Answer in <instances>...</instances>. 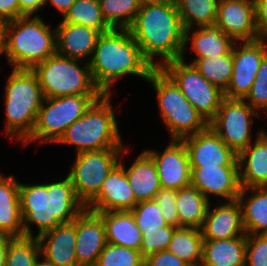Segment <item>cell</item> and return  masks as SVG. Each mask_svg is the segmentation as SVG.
<instances>
[{"mask_svg":"<svg viewBox=\"0 0 267 266\" xmlns=\"http://www.w3.org/2000/svg\"><path fill=\"white\" fill-rule=\"evenodd\" d=\"M128 29L152 67L160 68L166 62L182 58L185 30L175 0L141 5ZM156 56L162 59L153 61Z\"/></svg>","mask_w":267,"mask_h":266,"instance_id":"obj_1","label":"cell"},{"mask_svg":"<svg viewBox=\"0 0 267 266\" xmlns=\"http://www.w3.org/2000/svg\"><path fill=\"white\" fill-rule=\"evenodd\" d=\"M21 216L25 237H33L31 224L39 237L62 223L73 221L86 207L78 199L67 175L62 181L47 184H22L19 187Z\"/></svg>","mask_w":267,"mask_h":266,"instance_id":"obj_2","label":"cell"},{"mask_svg":"<svg viewBox=\"0 0 267 266\" xmlns=\"http://www.w3.org/2000/svg\"><path fill=\"white\" fill-rule=\"evenodd\" d=\"M89 66L92 79L103 94H111L112 84L124 76L147 80L154 69L129 29L114 28L99 36Z\"/></svg>","mask_w":267,"mask_h":266,"instance_id":"obj_3","label":"cell"},{"mask_svg":"<svg viewBox=\"0 0 267 266\" xmlns=\"http://www.w3.org/2000/svg\"><path fill=\"white\" fill-rule=\"evenodd\" d=\"M4 29L5 57L13 69H32L56 54V30L37 14L5 22Z\"/></svg>","mask_w":267,"mask_h":266,"instance_id":"obj_4","label":"cell"},{"mask_svg":"<svg viewBox=\"0 0 267 266\" xmlns=\"http://www.w3.org/2000/svg\"><path fill=\"white\" fill-rule=\"evenodd\" d=\"M110 98V94H103L66 129L56 143L74 145L76 153L125 148Z\"/></svg>","mask_w":267,"mask_h":266,"instance_id":"obj_5","label":"cell"},{"mask_svg":"<svg viewBox=\"0 0 267 266\" xmlns=\"http://www.w3.org/2000/svg\"><path fill=\"white\" fill-rule=\"evenodd\" d=\"M5 135L24 142L31 134L44 96L31 69H12L5 86Z\"/></svg>","mask_w":267,"mask_h":266,"instance_id":"obj_6","label":"cell"},{"mask_svg":"<svg viewBox=\"0 0 267 266\" xmlns=\"http://www.w3.org/2000/svg\"><path fill=\"white\" fill-rule=\"evenodd\" d=\"M146 81L152 83L157 94L160 115L171 139L182 140L209 127V123L161 68H154Z\"/></svg>","mask_w":267,"mask_h":266,"instance_id":"obj_7","label":"cell"},{"mask_svg":"<svg viewBox=\"0 0 267 266\" xmlns=\"http://www.w3.org/2000/svg\"><path fill=\"white\" fill-rule=\"evenodd\" d=\"M31 70L38 78L44 98L103 95L92 79L89 63L84 64L82 60L56 53L36 64Z\"/></svg>","mask_w":267,"mask_h":266,"instance_id":"obj_8","label":"cell"},{"mask_svg":"<svg viewBox=\"0 0 267 266\" xmlns=\"http://www.w3.org/2000/svg\"><path fill=\"white\" fill-rule=\"evenodd\" d=\"M102 95H68L44 98L37 113L36 122L30 136L23 142L54 144L66 129L82 117L90 106Z\"/></svg>","mask_w":267,"mask_h":266,"instance_id":"obj_9","label":"cell"},{"mask_svg":"<svg viewBox=\"0 0 267 266\" xmlns=\"http://www.w3.org/2000/svg\"><path fill=\"white\" fill-rule=\"evenodd\" d=\"M128 151L125 147L76 153L75 162L67 175L85 207L98 195L103 181L119 163L121 155Z\"/></svg>","mask_w":267,"mask_h":266,"instance_id":"obj_10","label":"cell"},{"mask_svg":"<svg viewBox=\"0 0 267 266\" xmlns=\"http://www.w3.org/2000/svg\"><path fill=\"white\" fill-rule=\"evenodd\" d=\"M181 59L166 62L160 68L174 81L191 105L210 123L216 116L224 92L210 83L190 63Z\"/></svg>","mask_w":267,"mask_h":266,"instance_id":"obj_11","label":"cell"},{"mask_svg":"<svg viewBox=\"0 0 267 266\" xmlns=\"http://www.w3.org/2000/svg\"><path fill=\"white\" fill-rule=\"evenodd\" d=\"M254 116L261 117L244 99L224 97L209 126L238 155L252 143Z\"/></svg>","mask_w":267,"mask_h":266,"instance_id":"obj_12","label":"cell"},{"mask_svg":"<svg viewBox=\"0 0 267 266\" xmlns=\"http://www.w3.org/2000/svg\"><path fill=\"white\" fill-rule=\"evenodd\" d=\"M266 54L267 40L234 43L232 47L233 73L224 97L244 99L247 96Z\"/></svg>","mask_w":267,"mask_h":266,"instance_id":"obj_13","label":"cell"},{"mask_svg":"<svg viewBox=\"0 0 267 266\" xmlns=\"http://www.w3.org/2000/svg\"><path fill=\"white\" fill-rule=\"evenodd\" d=\"M154 161L164 188L179 190L192 186L191 167L183 140L171 139L163 152L144 150Z\"/></svg>","mask_w":267,"mask_h":266,"instance_id":"obj_14","label":"cell"},{"mask_svg":"<svg viewBox=\"0 0 267 266\" xmlns=\"http://www.w3.org/2000/svg\"><path fill=\"white\" fill-rule=\"evenodd\" d=\"M190 167L238 166V155L209 126L182 139Z\"/></svg>","mask_w":267,"mask_h":266,"instance_id":"obj_15","label":"cell"},{"mask_svg":"<svg viewBox=\"0 0 267 266\" xmlns=\"http://www.w3.org/2000/svg\"><path fill=\"white\" fill-rule=\"evenodd\" d=\"M215 24L235 42L259 39L254 0H220Z\"/></svg>","mask_w":267,"mask_h":266,"instance_id":"obj_16","label":"cell"},{"mask_svg":"<svg viewBox=\"0 0 267 266\" xmlns=\"http://www.w3.org/2000/svg\"><path fill=\"white\" fill-rule=\"evenodd\" d=\"M192 186L209 201L210 196L227 201L238 199L241 191L238 166L191 167Z\"/></svg>","mask_w":267,"mask_h":266,"instance_id":"obj_17","label":"cell"},{"mask_svg":"<svg viewBox=\"0 0 267 266\" xmlns=\"http://www.w3.org/2000/svg\"><path fill=\"white\" fill-rule=\"evenodd\" d=\"M137 203L124 166L118 163L103 181L98 195L86 206V209L94 213L130 211Z\"/></svg>","mask_w":267,"mask_h":266,"instance_id":"obj_18","label":"cell"},{"mask_svg":"<svg viewBox=\"0 0 267 266\" xmlns=\"http://www.w3.org/2000/svg\"><path fill=\"white\" fill-rule=\"evenodd\" d=\"M106 244L105 225L101 217L85 209L76 217L75 252L78 266H95Z\"/></svg>","mask_w":267,"mask_h":266,"instance_id":"obj_19","label":"cell"},{"mask_svg":"<svg viewBox=\"0 0 267 266\" xmlns=\"http://www.w3.org/2000/svg\"><path fill=\"white\" fill-rule=\"evenodd\" d=\"M210 208L211 203L201 227L204 240H226L246 234L238 200L217 204L213 210Z\"/></svg>","mask_w":267,"mask_h":266,"instance_id":"obj_20","label":"cell"},{"mask_svg":"<svg viewBox=\"0 0 267 266\" xmlns=\"http://www.w3.org/2000/svg\"><path fill=\"white\" fill-rule=\"evenodd\" d=\"M41 257L55 266H78L75 252L76 218L37 237Z\"/></svg>","mask_w":267,"mask_h":266,"instance_id":"obj_21","label":"cell"},{"mask_svg":"<svg viewBox=\"0 0 267 266\" xmlns=\"http://www.w3.org/2000/svg\"><path fill=\"white\" fill-rule=\"evenodd\" d=\"M55 30L58 55L90 62L97 40L102 34L99 30L64 21Z\"/></svg>","mask_w":267,"mask_h":266,"instance_id":"obj_22","label":"cell"},{"mask_svg":"<svg viewBox=\"0 0 267 266\" xmlns=\"http://www.w3.org/2000/svg\"><path fill=\"white\" fill-rule=\"evenodd\" d=\"M241 189L267 187V137L258 131L257 138L238 154Z\"/></svg>","mask_w":267,"mask_h":266,"instance_id":"obj_23","label":"cell"},{"mask_svg":"<svg viewBox=\"0 0 267 266\" xmlns=\"http://www.w3.org/2000/svg\"><path fill=\"white\" fill-rule=\"evenodd\" d=\"M19 187L15 177L0 173V237L24 236Z\"/></svg>","mask_w":267,"mask_h":266,"instance_id":"obj_24","label":"cell"},{"mask_svg":"<svg viewBox=\"0 0 267 266\" xmlns=\"http://www.w3.org/2000/svg\"><path fill=\"white\" fill-rule=\"evenodd\" d=\"M192 31L191 29L185 30V45L183 56L191 41L190 49L196 54L194 58H215L228 54L235 43V41L225 34L221 28L216 25H206L198 27ZM192 31V32H191ZM191 33H193L191 35ZM191 35V37H190ZM190 40V41H189Z\"/></svg>","mask_w":267,"mask_h":266,"instance_id":"obj_25","label":"cell"},{"mask_svg":"<svg viewBox=\"0 0 267 266\" xmlns=\"http://www.w3.org/2000/svg\"><path fill=\"white\" fill-rule=\"evenodd\" d=\"M119 163L124 166L128 182L134 192L137 202L154 200L161 188L157 168L153 159L145 152L134 160L129 168H125L122 159Z\"/></svg>","mask_w":267,"mask_h":266,"instance_id":"obj_26","label":"cell"},{"mask_svg":"<svg viewBox=\"0 0 267 266\" xmlns=\"http://www.w3.org/2000/svg\"><path fill=\"white\" fill-rule=\"evenodd\" d=\"M106 232L107 243L140 251L143 235L130 211L97 212Z\"/></svg>","mask_w":267,"mask_h":266,"instance_id":"obj_27","label":"cell"},{"mask_svg":"<svg viewBox=\"0 0 267 266\" xmlns=\"http://www.w3.org/2000/svg\"><path fill=\"white\" fill-rule=\"evenodd\" d=\"M237 200L246 235H267V187L243 188Z\"/></svg>","mask_w":267,"mask_h":266,"instance_id":"obj_28","label":"cell"},{"mask_svg":"<svg viewBox=\"0 0 267 266\" xmlns=\"http://www.w3.org/2000/svg\"><path fill=\"white\" fill-rule=\"evenodd\" d=\"M246 234L226 240H203L200 266H245Z\"/></svg>","mask_w":267,"mask_h":266,"instance_id":"obj_29","label":"cell"},{"mask_svg":"<svg viewBox=\"0 0 267 266\" xmlns=\"http://www.w3.org/2000/svg\"><path fill=\"white\" fill-rule=\"evenodd\" d=\"M209 205L210 201L193 186L177 190L176 209L179 227L201 229Z\"/></svg>","mask_w":267,"mask_h":266,"instance_id":"obj_30","label":"cell"},{"mask_svg":"<svg viewBox=\"0 0 267 266\" xmlns=\"http://www.w3.org/2000/svg\"><path fill=\"white\" fill-rule=\"evenodd\" d=\"M203 240L201 229L177 227L167 251L179 257L189 266H200L202 263Z\"/></svg>","mask_w":267,"mask_h":266,"instance_id":"obj_31","label":"cell"},{"mask_svg":"<svg viewBox=\"0 0 267 266\" xmlns=\"http://www.w3.org/2000/svg\"><path fill=\"white\" fill-rule=\"evenodd\" d=\"M184 30L215 24L220 0H175Z\"/></svg>","mask_w":267,"mask_h":266,"instance_id":"obj_32","label":"cell"},{"mask_svg":"<svg viewBox=\"0 0 267 266\" xmlns=\"http://www.w3.org/2000/svg\"><path fill=\"white\" fill-rule=\"evenodd\" d=\"M62 21L93 28L101 33L113 29L103 17L99 0H76L63 16Z\"/></svg>","mask_w":267,"mask_h":266,"instance_id":"obj_33","label":"cell"},{"mask_svg":"<svg viewBox=\"0 0 267 266\" xmlns=\"http://www.w3.org/2000/svg\"><path fill=\"white\" fill-rule=\"evenodd\" d=\"M190 64L210 83L221 91H226L233 73L232 50L215 58H195Z\"/></svg>","mask_w":267,"mask_h":266,"instance_id":"obj_34","label":"cell"},{"mask_svg":"<svg viewBox=\"0 0 267 266\" xmlns=\"http://www.w3.org/2000/svg\"><path fill=\"white\" fill-rule=\"evenodd\" d=\"M105 21L114 29H128L141 4L138 0H99Z\"/></svg>","mask_w":267,"mask_h":266,"instance_id":"obj_35","label":"cell"},{"mask_svg":"<svg viewBox=\"0 0 267 266\" xmlns=\"http://www.w3.org/2000/svg\"><path fill=\"white\" fill-rule=\"evenodd\" d=\"M40 256L37 237H7L5 266H35Z\"/></svg>","mask_w":267,"mask_h":266,"instance_id":"obj_36","label":"cell"},{"mask_svg":"<svg viewBox=\"0 0 267 266\" xmlns=\"http://www.w3.org/2000/svg\"><path fill=\"white\" fill-rule=\"evenodd\" d=\"M140 251L107 243L95 266H143Z\"/></svg>","mask_w":267,"mask_h":266,"instance_id":"obj_37","label":"cell"},{"mask_svg":"<svg viewBox=\"0 0 267 266\" xmlns=\"http://www.w3.org/2000/svg\"><path fill=\"white\" fill-rule=\"evenodd\" d=\"M130 212L142 234L144 231H160L168 225L155 200L140 201Z\"/></svg>","mask_w":267,"mask_h":266,"instance_id":"obj_38","label":"cell"},{"mask_svg":"<svg viewBox=\"0 0 267 266\" xmlns=\"http://www.w3.org/2000/svg\"><path fill=\"white\" fill-rule=\"evenodd\" d=\"M244 100L257 112L265 111L267 115V54L263 57L256 78Z\"/></svg>","mask_w":267,"mask_h":266,"instance_id":"obj_39","label":"cell"},{"mask_svg":"<svg viewBox=\"0 0 267 266\" xmlns=\"http://www.w3.org/2000/svg\"><path fill=\"white\" fill-rule=\"evenodd\" d=\"M176 228L168 224L161 227L160 231H144L140 248L141 256L145 258L156 252L167 250Z\"/></svg>","mask_w":267,"mask_h":266,"instance_id":"obj_40","label":"cell"},{"mask_svg":"<svg viewBox=\"0 0 267 266\" xmlns=\"http://www.w3.org/2000/svg\"><path fill=\"white\" fill-rule=\"evenodd\" d=\"M245 266H267V235H246Z\"/></svg>","mask_w":267,"mask_h":266,"instance_id":"obj_41","label":"cell"},{"mask_svg":"<svg viewBox=\"0 0 267 266\" xmlns=\"http://www.w3.org/2000/svg\"><path fill=\"white\" fill-rule=\"evenodd\" d=\"M177 190L161 187L154 200L163 214L165 221L179 227V217L176 209Z\"/></svg>","mask_w":267,"mask_h":266,"instance_id":"obj_42","label":"cell"},{"mask_svg":"<svg viewBox=\"0 0 267 266\" xmlns=\"http://www.w3.org/2000/svg\"><path fill=\"white\" fill-rule=\"evenodd\" d=\"M143 266H189L167 250L156 252L144 258Z\"/></svg>","mask_w":267,"mask_h":266,"instance_id":"obj_43","label":"cell"},{"mask_svg":"<svg viewBox=\"0 0 267 266\" xmlns=\"http://www.w3.org/2000/svg\"><path fill=\"white\" fill-rule=\"evenodd\" d=\"M254 3L258 38L267 40V0H254Z\"/></svg>","mask_w":267,"mask_h":266,"instance_id":"obj_44","label":"cell"},{"mask_svg":"<svg viewBox=\"0 0 267 266\" xmlns=\"http://www.w3.org/2000/svg\"><path fill=\"white\" fill-rule=\"evenodd\" d=\"M19 17L18 0H0V22H8Z\"/></svg>","mask_w":267,"mask_h":266,"instance_id":"obj_45","label":"cell"},{"mask_svg":"<svg viewBox=\"0 0 267 266\" xmlns=\"http://www.w3.org/2000/svg\"><path fill=\"white\" fill-rule=\"evenodd\" d=\"M19 2V17L35 15L38 10L44 8L45 0H18Z\"/></svg>","mask_w":267,"mask_h":266,"instance_id":"obj_46","label":"cell"},{"mask_svg":"<svg viewBox=\"0 0 267 266\" xmlns=\"http://www.w3.org/2000/svg\"><path fill=\"white\" fill-rule=\"evenodd\" d=\"M75 1L76 0H45V5L50 2V6H54L55 9L64 16Z\"/></svg>","mask_w":267,"mask_h":266,"instance_id":"obj_47","label":"cell"},{"mask_svg":"<svg viewBox=\"0 0 267 266\" xmlns=\"http://www.w3.org/2000/svg\"><path fill=\"white\" fill-rule=\"evenodd\" d=\"M7 254V237H0V266H5Z\"/></svg>","mask_w":267,"mask_h":266,"instance_id":"obj_48","label":"cell"},{"mask_svg":"<svg viewBox=\"0 0 267 266\" xmlns=\"http://www.w3.org/2000/svg\"><path fill=\"white\" fill-rule=\"evenodd\" d=\"M5 55V29L4 23L0 22V56Z\"/></svg>","mask_w":267,"mask_h":266,"instance_id":"obj_49","label":"cell"},{"mask_svg":"<svg viewBox=\"0 0 267 266\" xmlns=\"http://www.w3.org/2000/svg\"><path fill=\"white\" fill-rule=\"evenodd\" d=\"M41 258H42V257L40 256V259H38V260L36 261L35 266H55L54 264H52V263L46 261L44 258H42L43 261L41 262V260H42Z\"/></svg>","mask_w":267,"mask_h":266,"instance_id":"obj_50","label":"cell"},{"mask_svg":"<svg viewBox=\"0 0 267 266\" xmlns=\"http://www.w3.org/2000/svg\"><path fill=\"white\" fill-rule=\"evenodd\" d=\"M138 1H139V3L141 5H143V4H149V3L159 2V1H162V0H138Z\"/></svg>","mask_w":267,"mask_h":266,"instance_id":"obj_51","label":"cell"},{"mask_svg":"<svg viewBox=\"0 0 267 266\" xmlns=\"http://www.w3.org/2000/svg\"><path fill=\"white\" fill-rule=\"evenodd\" d=\"M261 132L267 137V132H265V130L261 129Z\"/></svg>","mask_w":267,"mask_h":266,"instance_id":"obj_52","label":"cell"}]
</instances>
